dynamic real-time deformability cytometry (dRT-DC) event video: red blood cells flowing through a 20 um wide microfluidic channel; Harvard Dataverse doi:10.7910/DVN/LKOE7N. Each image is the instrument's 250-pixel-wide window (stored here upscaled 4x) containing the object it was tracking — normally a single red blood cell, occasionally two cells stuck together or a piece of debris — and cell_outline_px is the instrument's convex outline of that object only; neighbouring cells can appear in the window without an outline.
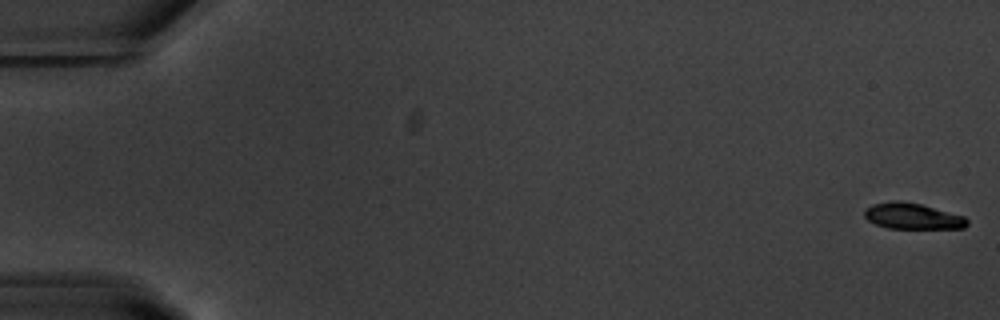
{"species": "common noctule bat (a hibernating species)", "species_latin": "Nyctalus noctula", "temperature_condition": "warm", "stored_images_in_passage": 55, "camera_frame_rate_fps": 3000, "um_per_image_px": 0.085, "animal": {"sex": "male", "body_mass_g": 20.1, "forearm_length_mm": 53.5}, "frame": {"image": 1, "passage_image": 1, "time_ms": 0.0, "image_size_px": [1000, 320], "cell_outline_px": [[968, 224], [964, 228], [888, 228], [876, 224], [868, 220], [864, 216], [864, 208], [872, 204], [892, 200], [900, 200], [920, 204], [964, 216], [968, 220]], "centroid_in_image_um": [77.53, 18.36], "position_along_channel_um": 7.5, "area_um2": 15.55}}
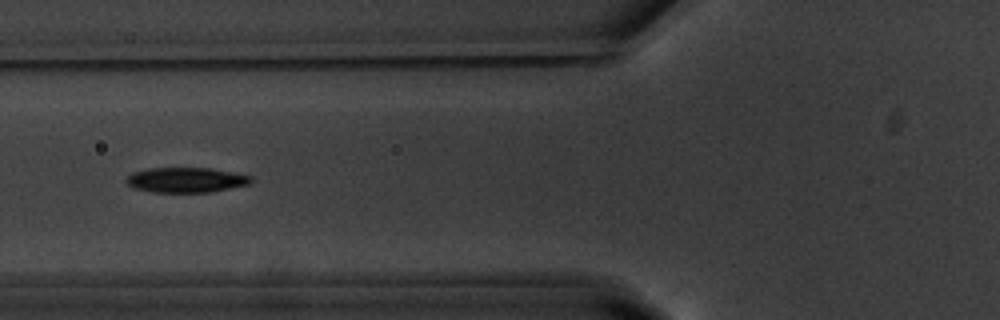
{"frame": {"image": 2, "passage_image": 22, "time_ms": 7.0, "image_size_px": [1000, 320], "cell_outline_px": [[252, 180], [248, 184], [212, 192], [152, 192], [136, 188], [128, 184], [124, 180], [132, 172], [148, 168], [212, 168], [252, 176]], "centroid_in_image_um": [15.8, 15.29], "position_along_channel_um": 110.0, "area_um2": 18.15}}
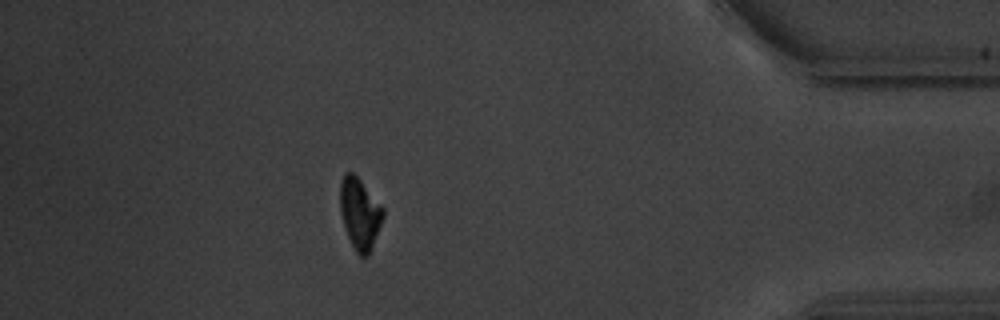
{"frame": {"image": 3, "passage_image": 49, "time_ms": 16.0, "image_size_px": [1000, 320], "cell_outline_px": [[384, 216], [372, 248], [368, 256], [360, 256], [356, 252], [348, 236], [340, 212], [340, 180], [344, 172], [352, 172], [360, 180], [384, 208]], "centroid_in_image_um": [30.58, 18.14], "position_along_channel_um": 404.6, "area_um2": 17.74}, "authors_computed_cell_mechanics": {"area_um2": 18.0336, "velocity_mm_per_s": 3.723, "shape_relaxation_time_tau1_ms": 1.9718, "shape_relaxation_time_tau2_ms": 5.4712, "deformation_change_tau1": 0.1245, "deformation_change_tau2": 0.0873}}